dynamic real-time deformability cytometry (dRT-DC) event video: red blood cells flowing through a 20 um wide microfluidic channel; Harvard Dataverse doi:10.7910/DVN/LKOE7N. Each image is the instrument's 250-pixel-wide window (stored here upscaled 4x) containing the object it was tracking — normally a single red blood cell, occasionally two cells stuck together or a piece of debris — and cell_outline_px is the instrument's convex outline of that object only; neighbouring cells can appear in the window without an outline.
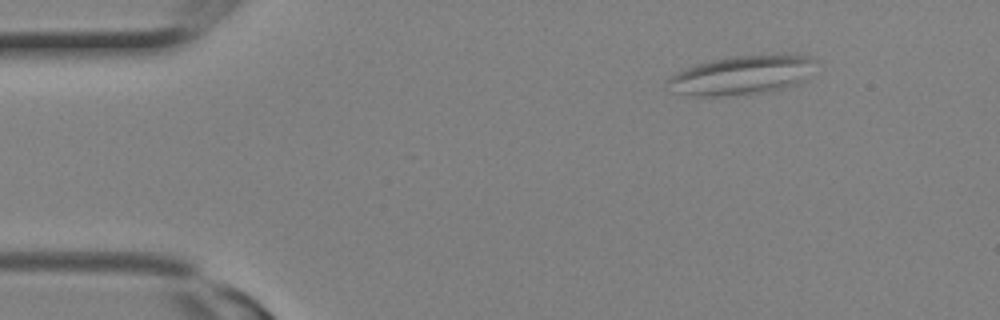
{"species": "Egyptian fruit bat (a non-hibernating species)", "species_latin": "Rousettus aegyptiacus", "temperature_condition": "room temperature", "stored_images_in_passage": 3, "camera_frame_rate_fps": 3000, "um_per_image_px": 0.085, "animal": {"sex": "female"}, "frame": {"image": 1, "passage_image": 1, "time_ms": 0.0, "image_size_px": [1000, 320], "cell_outline_px": [[820, 60], [804, 80], [796, 84], [764, 92], [720, 96], [692, 96], [668, 92], [668, 76], [684, 68], [696, 64], [712, 60], [736, 56], [812, 56]], "centroid_in_image_um": [62.98, 6.4], "position_along_channel_um": 22.0, "area_um2": 33.41}}